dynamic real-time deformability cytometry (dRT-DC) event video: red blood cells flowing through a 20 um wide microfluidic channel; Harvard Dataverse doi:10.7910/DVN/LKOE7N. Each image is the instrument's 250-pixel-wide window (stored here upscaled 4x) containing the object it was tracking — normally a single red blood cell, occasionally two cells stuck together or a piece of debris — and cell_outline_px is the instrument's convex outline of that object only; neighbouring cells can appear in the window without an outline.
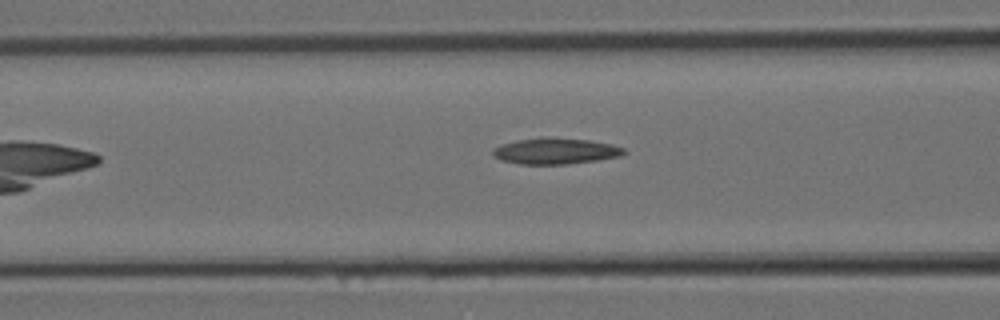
{"species": "Egyptian fruit bat (a non-hibernating species)", "species_latin": "Rousettus aegyptiacus", "temperature_condition": "room temperature", "stored_images_in_passage": 7, "camera_frame_rate_fps": 3000, "um_per_image_px": 0.085, "animal": {"sex": "female"}, "frame": {"image": 1, "passage_image": 7, "time_ms": 2.0, "image_size_px": [1000, 320], "cell_outline_px": [[628, 152], [620, 156], [596, 160], [568, 164], [520, 164], [500, 160], [492, 156], [492, 148], [500, 144], [516, 140], [540, 136], [588, 140], [612, 144], [624, 148]], "centroid_in_image_um": [47.16, 12.83], "position_along_channel_um": 119.4, "area_um2": 20.23}}